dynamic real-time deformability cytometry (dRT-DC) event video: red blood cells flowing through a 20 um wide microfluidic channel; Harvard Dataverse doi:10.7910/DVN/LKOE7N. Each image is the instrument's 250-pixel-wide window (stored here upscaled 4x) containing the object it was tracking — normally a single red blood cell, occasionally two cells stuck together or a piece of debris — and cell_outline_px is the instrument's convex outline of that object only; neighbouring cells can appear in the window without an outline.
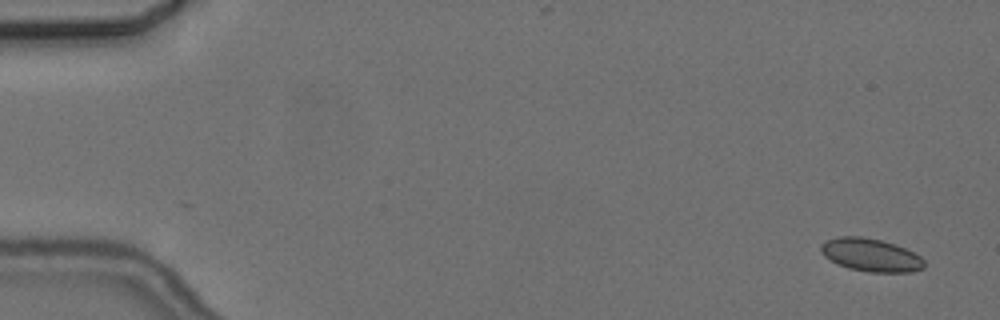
{"species": "common noctule bat (a hibernating species)", "species_latin": "Nyctalus noctula", "temperature_condition": "cold", "stored_images_in_passage": 6, "camera_frame_rate_fps": 3000, "um_per_image_px": 0.085, "animal": {"sex": "female", "body_mass_g": 24.6, "forearm_length_mm": 56.2}, "frame": {"image": 1, "passage_image": 1, "time_ms": 0.0, "image_size_px": [1000, 320], "cell_outline_px": [[924, 268], [912, 272], [868, 272], [848, 268], [836, 264], [824, 256], [820, 252], [820, 244], [828, 240], [840, 236], [860, 236], [880, 240], [896, 244], [920, 256], [924, 260]], "centroid_in_image_um": [74.0, 21.68], "position_along_channel_um": 11.0, "area_um2": 19.94}}
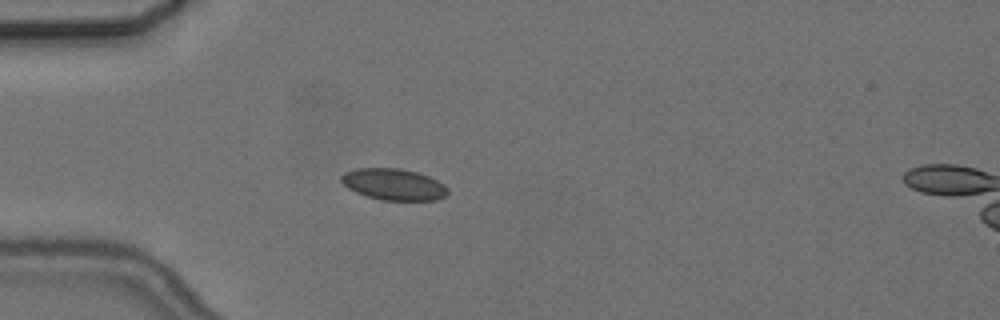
{"frame": {"image": 2, "passage_image": 5, "time_ms": 4.667, "image_size_px": [1000, 320], "cell_outline_px": [[448, 192], [444, 196], [436, 200], [380, 200], [364, 196], [348, 188], [340, 180], [340, 176], [344, 172], [356, 168], [400, 168], [416, 172], [428, 176], [444, 184], [448, 188]], "centroid_in_image_um": [33.43, 15.67], "position_along_channel_um": 51.6, "area_um2": 19.59}}